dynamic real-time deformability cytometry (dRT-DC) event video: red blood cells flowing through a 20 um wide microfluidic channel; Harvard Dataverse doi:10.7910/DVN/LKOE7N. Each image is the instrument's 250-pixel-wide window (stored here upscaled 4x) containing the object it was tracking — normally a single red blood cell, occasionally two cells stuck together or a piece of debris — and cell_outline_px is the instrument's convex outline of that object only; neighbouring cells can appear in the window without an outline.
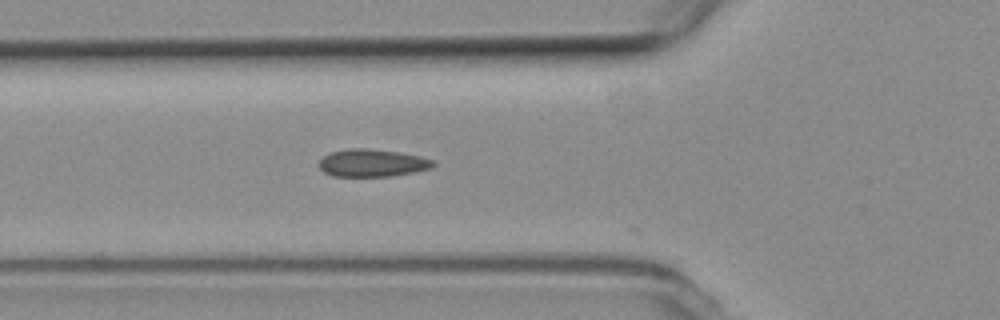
{"species": "common noctule bat (a hibernating species)", "species_latin": "Nyctalus noctula", "temperature_condition": "room temperature", "stored_images_in_passage": 9, "camera_frame_rate_fps": 3000, "um_per_image_px": 0.085, "animal": {"sex": "female", "body_mass_g": 19.3, "forearm_length_mm": 54.1}, "frame": {"image": 1, "passage_image": 3, "time_ms": 0.667, "image_size_px": [1000, 320], "cell_outline_px": [[436, 164], [432, 168], [392, 176], [332, 176], [324, 172], [316, 164], [328, 152], [348, 148], [368, 148], [396, 152], [420, 156], [432, 160]], "centroid_in_image_um": [31.59, 13.85], "position_along_channel_um": 94.2, "area_um2": 18.38}}
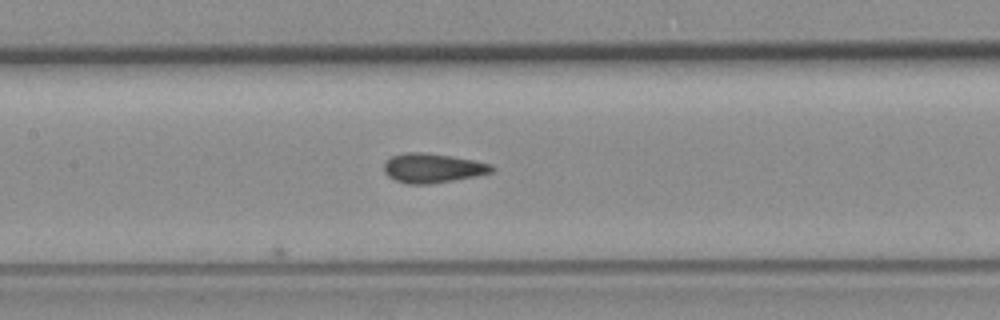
{"frame": {"image": 2, "passage_image": 9, "time_ms": 2.667, "image_size_px": [1000, 320], "cell_outline_px": [[496, 168], [492, 172], [432, 184], [408, 184], [396, 180], [388, 176], [384, 172], [384, 164], [392, 156], [404, 152], [420, 152], [452, 156], [492, 164]], "centroid_in_image_um": [36.76, 14.28], "position_along_channel_um": 170.6, "area_um2": 18.26}}